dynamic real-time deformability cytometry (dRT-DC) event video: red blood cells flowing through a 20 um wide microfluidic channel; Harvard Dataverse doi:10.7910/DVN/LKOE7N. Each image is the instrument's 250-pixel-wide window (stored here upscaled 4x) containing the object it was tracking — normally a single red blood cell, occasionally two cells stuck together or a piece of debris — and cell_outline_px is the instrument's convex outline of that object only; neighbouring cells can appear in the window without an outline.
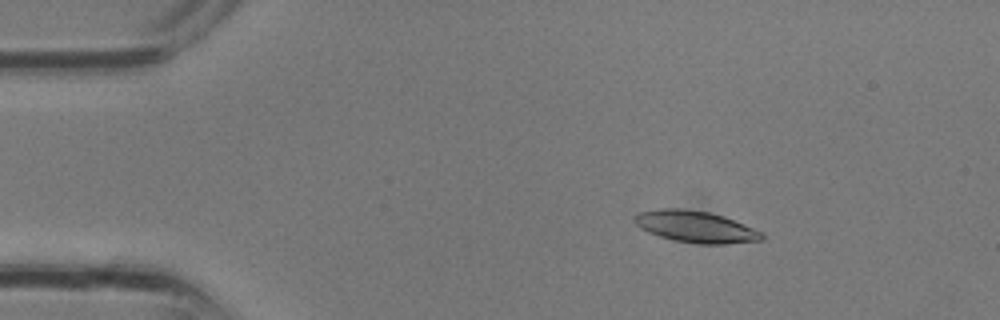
{"species": "common noctule bat (a hibernating species)", "species_latin": "Nyctalus noctula", "temperature_condition": "room temperature", "stored_images_in_passage": 32, "camera_frame_rate_fps": 3000, "um_per_image_px": 0.085, "animal": {"sex": "male", "body_mass_g": 13.3}, "frame": {"image": 1, "passage_image": 5, "time_ms": 1.333, "image_size_px": [1000, 320], "cell_outline_px": [[764, 240], [724, 244], [700, 244], [676, 240], [660, 236], [648, 232], [640, 228], [632, 220], [632, 216], [636, 212], [664, 208], [676, 208], [708, 212], [724, 216], [764, 232]], "centroid_in_image_um": [59.12, 19.27], "position_along_channel_um": 25.9, "area_um2": 23.52}}
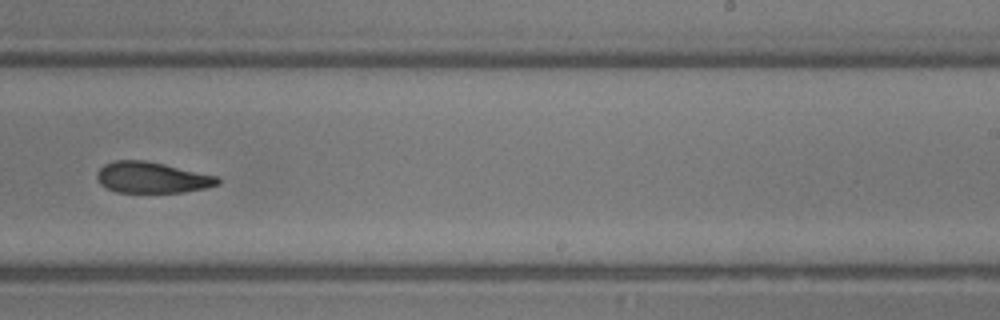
{"frame": {"image": 2, "passage_image": 20, "time_ms": 6.333, "image_size_px": [1000, 320], "cell_outline_px": [[220, 184], [204, 188], [184, 192], [116, 192], [100, 184], [96, 180], [96, 172], [104, 164], [116, 160], [144, 160], [164, 164], [216, 176], [220, 180]], "centroid_in_image_um": [12.87, 15.09], "position_along_channel_um": 276.1, "area_um2": 21.73}}
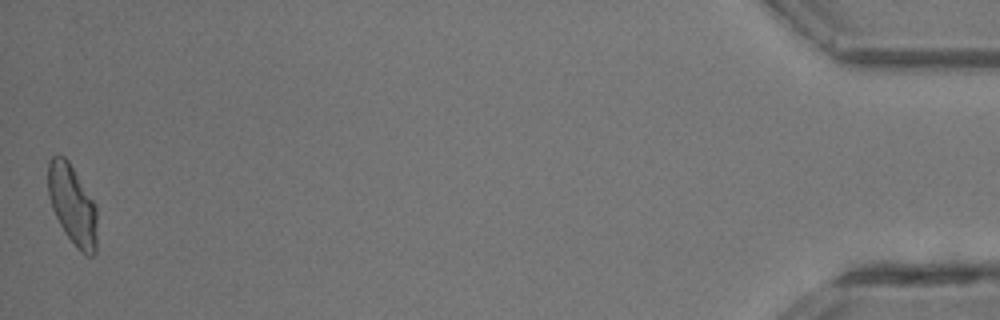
{"frame": {"image": 3, "passage_image": 32, "time_ms": 10.333, "image_size_px": [1000, 320], "cell_outline_px": [[96, 252], [92, 256], [88, 256], [80, 252], [76, 248], [64, 232], [52, 208], [48, 196], [48, 160], [52, 156], [64, 156], [68, 160], [96, 204]], "centroid_in_image_um": [6.15, 17.42], "position_along_channel_um": 429.0, "area_um2": 22.89}}